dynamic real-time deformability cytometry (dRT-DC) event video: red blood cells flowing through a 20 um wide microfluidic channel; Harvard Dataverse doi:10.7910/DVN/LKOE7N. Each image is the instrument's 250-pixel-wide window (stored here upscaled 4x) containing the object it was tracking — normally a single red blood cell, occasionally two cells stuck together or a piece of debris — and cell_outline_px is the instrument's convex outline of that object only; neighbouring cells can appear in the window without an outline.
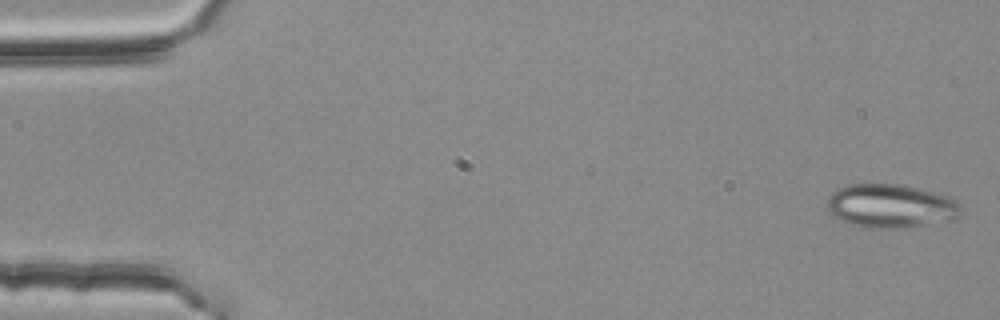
{"species": "common noctule bat (a hibernating species)", "species_latin": "Nyctalus noctula", "temperature_condition": "room temperature", "stored_images_in_passage": 2, "camera_frame_rate_fps": 3000, "um_per_image_px": 0.085, "animal": {"sex": "female", "body_mass_g": 25.1}, "frame": {"image": 1, "passage_image": 1, "time_ms": 0.0, "image_size_px": [1000, 320], "cell_outline_px": [[960, 216], [956, 220], [900, 228], [868, 228], [848, 224], [832, 216], [828, 212], [828, 196], [836, 188], [848, 184], [900, 184], [948, 196], [956, 200], [960, 204]], "centroid_in_image_um": [75.69, 17.52], "position_along_channel_um": 9.3, "area_um2": 34.39}}